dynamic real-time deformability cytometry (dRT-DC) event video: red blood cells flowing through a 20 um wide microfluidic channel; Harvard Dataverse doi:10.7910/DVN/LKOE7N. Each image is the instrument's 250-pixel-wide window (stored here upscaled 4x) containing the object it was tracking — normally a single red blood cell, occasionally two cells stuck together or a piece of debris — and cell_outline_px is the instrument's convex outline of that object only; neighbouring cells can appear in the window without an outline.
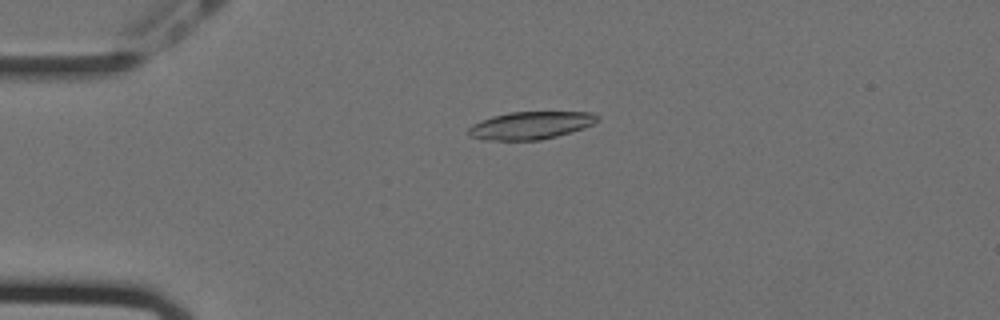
{"species": "Egyptian fruit bat (a non-hibernating species)", "species_latin": "Rousettus aegyptiacus", "temperature_condition": "cold", "stored_images_in_passage": 57, "camera_frame_rate_fps": 3000, "um_per_image_px": 0.085, "animal": {"sex": "female"}, "frame": {"image": 1, "passage_image": 14, "time_ms": 4.333, "image_size_px": [1000, 320], "cell_outline_px": [[600, 120], [584, 128], [556, 136], [540, 140], [484, 140], [472, 136], [468, 132], [468, 128], [472, 124], [492, 116], [508, 112], [592, 112], [600, 116]], "centroid_in_image_um": [45.13, 10.65], "position_along_channel_um": 39.9, "area_um2": 20.75}}
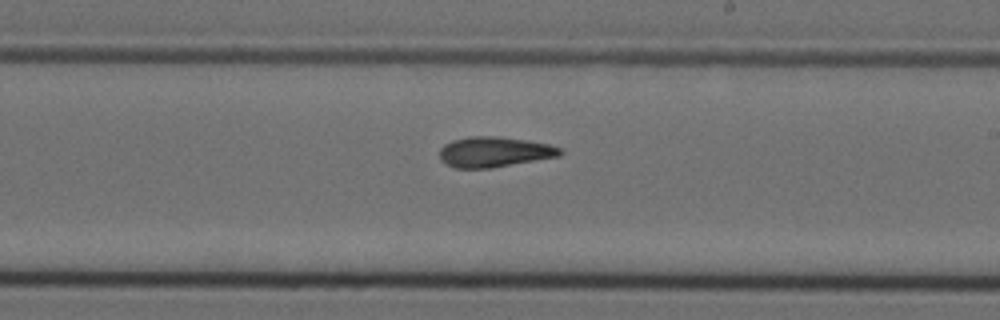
{"frame": {"image": 2, "passage_image": 34, "time_ms": 11.0, "image_size_px": [1000, 320], "cell_outline_px": [[564, 152], [560, 156], [492, 168], [456, 168], [440, 160], [440, 148], [444, 144], [452, 140], [468, 136], [500, 136], [528, 140], [548, 144], [560, 148]], "centroid_in_image_um": [42.02, 12.9], "position_along_channel_um": 247.0, "area_um2": 21.44}}
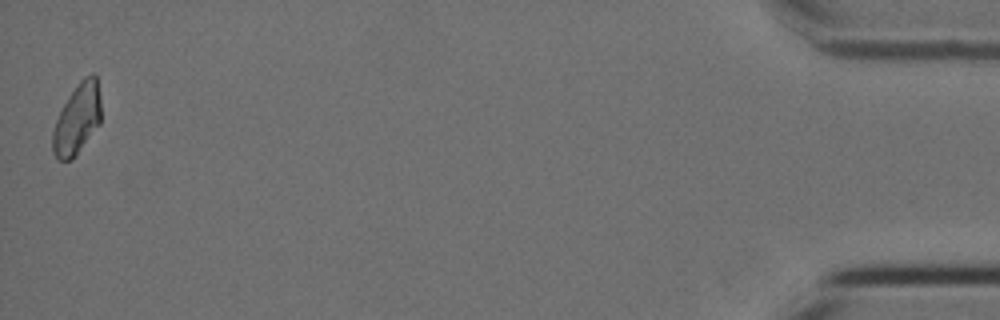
{"frame": {"image": 3, "passage_image": 57, "time_ms": 18.667, "image_size_px": [1000, 320], "cell_outline_px": [[100, 124], [72, 160], [60, 160], [52, 152], [52, 132], [56, 120], [68, 96], [80, 80], [84, 76], [92, 72], [96, 76], [100, 96]], "centroid_in_image_um": [6.56, 10.11], "position_along_channel_um": 428.6, "area_um2": 19.83}, "authors_computed_cell_mechanics": {"area_um2": 21.1548, "velocity_mm_per_s": 3.5509, "shape_relaxation_time_tau1_ms": null, "shape_relaxation_time_tau2_ms": 3.5281, "deformation_change_tau1": null, "deformation_change_tau2": 0.1049}}